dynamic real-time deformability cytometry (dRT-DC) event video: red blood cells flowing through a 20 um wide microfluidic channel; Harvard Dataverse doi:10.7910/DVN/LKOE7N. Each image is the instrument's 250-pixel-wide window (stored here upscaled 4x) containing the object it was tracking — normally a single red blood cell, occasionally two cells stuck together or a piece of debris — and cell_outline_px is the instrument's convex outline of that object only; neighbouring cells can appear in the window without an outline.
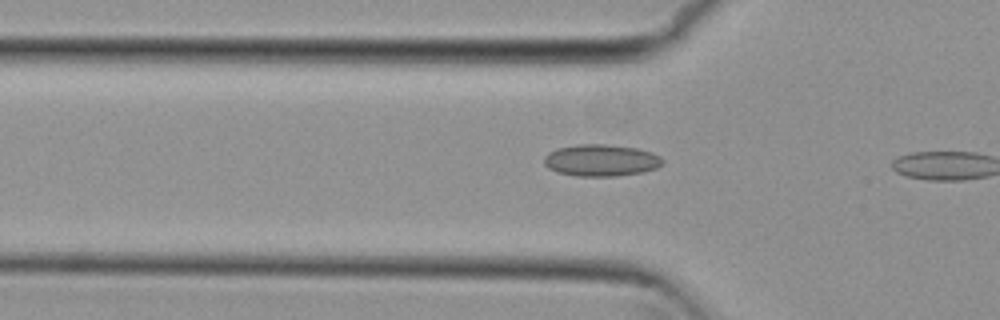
{"species": "common noctule bat (a hibernating species)", "species_latin": "Nyctalus noctula", "temperature_condition": "cold", "stored_images_in_passage": 7, "camera_frame_rate_fps": 3000, "um_per_image_px": 0.085, "animal": {"sex": "female", "body_mass_g": 29.2, "forearm_length_mm": 56.3}, "frame": {"image": 1, "passage_image": 6, "time_ms": 1.667, "image_size_px": [1000, 320], "cell_outline_px": [[664, 164], [656, 168], [644, 172], [616, 176], [576, 176], [560, 172], [548, 168], [544, 164], [544, 156], [548, 152], [560, 148], [580, 144], [604, 144], [636, 148], [652, 152], [660, 156], [664, 160]], "centroid_in_image_um": [51.13, 13.63], "position_along_channel_um": 74.7, "area_um2": 21.96}}